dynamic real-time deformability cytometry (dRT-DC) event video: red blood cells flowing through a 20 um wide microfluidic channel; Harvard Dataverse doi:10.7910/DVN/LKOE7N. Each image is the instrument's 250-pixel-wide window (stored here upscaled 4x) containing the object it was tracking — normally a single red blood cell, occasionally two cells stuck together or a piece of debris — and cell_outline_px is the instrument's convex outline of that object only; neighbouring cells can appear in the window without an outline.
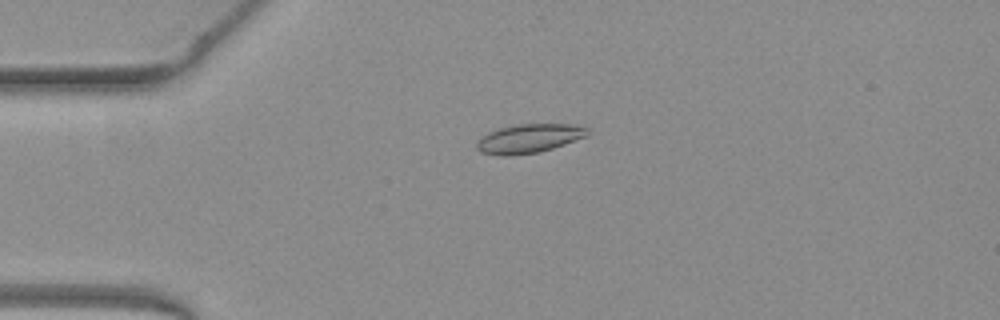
{"species": "common noctule bat (a hibernating species)", "species_latin": "Nyctalus noctula", "temperature_condition": "warm", "stored_images_in_passage": 31, "camera_frame_rate_fps": 3000, "um_per_image_px": 0.085, "animal": {"sex": "female", "body_mass_g": 19.3, "forearm_length_mm": 54.1}, "frame": {"image": 1, "passage_image": 1, "time_ms": 0.0, "image_size_px": [1000, 320], "cell_outline_px": [[588, 136], [540, 152], [508, 156], [504, 156], [480, 152], [476, 148], [476, 140], [488, 132], [500, 128], [516, 124], [572, 124], [588, 128]], "centroid_in_image_um": [44.94, 11.77], "position_along_channel_um": 40.1, "area_um2": 18.73}}
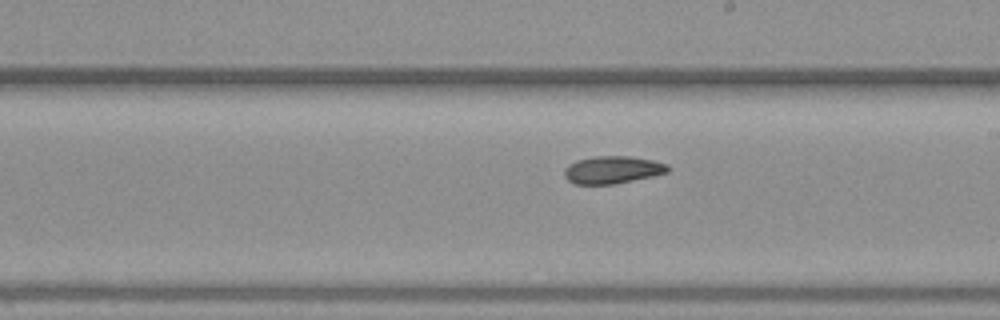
{"frame": {"image": 2, "passage_image": 18, "time_ms": 5.667, "image_size_px": [1000, 320], "cell_outline_px": [[672, 168], [668, 172], [652, 176], [612, 184], [572, 184], [564, 176], [564, 168], [568, 164], [576, 160], [592, 156], [632, 156], [652, 160], [668, 164]], "centroid_in_image_um": [52.05, 14.42], "position_along_channel_um": 237.0, "area_um2": 16.76}}
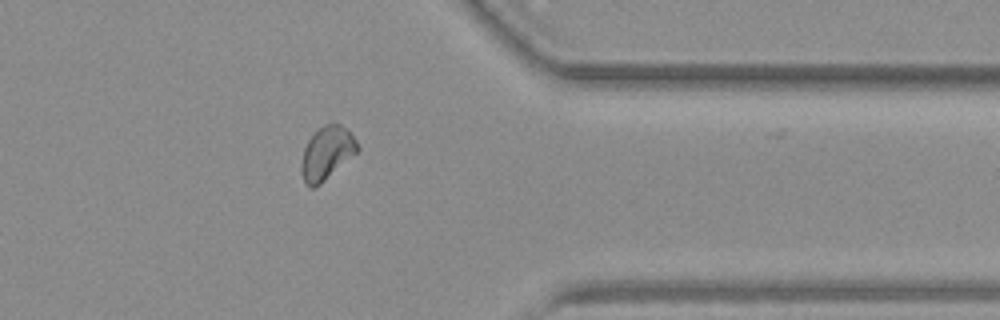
{"frame": {"image": 3, "passage_image": 30, "time_ms": 9.667, "image_size_px": [1000, 320], "cell_outline_px": [[360, 148], [356, 152], [320, 184], [312, 188], [308, 188], [304, 184], [300, 168], [300, 164], [304, 148], [308, 140], [324, 124], [340, 124], [356, 140]], "centroid_in_image_um": [27.73, 13.05], "position_along_channel_um": 383.7, "area_um2": 16.99}}